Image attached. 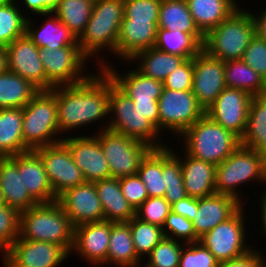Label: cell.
I'll use <instances>...</instances> for the list:
<instances>
[{
  "instance_id": "cell-4",
  "label": "cell",
  "mask_w": 266,
  "mask_h": 267,
  "mask_svg": "<svg viewBox=\"0 0 266 267\" xmlns=\"http://www.w3.org/2000/svg\"><path fill=\"white\" fill-rule=\"evenodd\" d=\"M255 35V21L251 11L239 7L204 36L202 49L223 62L242 59Z\"/></svg>"
},
{
  "instance_id": "cell-7",
  "label": "cell",
  "mask_w": 266,
  "mask_h": 267,
  "mask_svg": "<svg viewBox=\"0 0 266 267\" xmlns=\"http://www.w3.org/2000/svg\"><path fill=\"white\" fill-rule=\"evenodd\" d=\"M215 175V193L232 196L244 205L247 202L238 187L252 181L266 185V156L240 145L216 166Z\"/></svg>"
},
{
  "instance_id": "cell-16",
  "label": "cell",
  "mask_w": 266,
  "mask_h": 267,
  "mask_svg": "<svg viewBox=\"0 0 266 267\" xmlns=\"http://www.w3.org/2000/svg\"><path fill=\"white\" fill-rule=\"evenodd\" d=\"M74 163L86 182H96L111 177L109 164L96 135L73 136L62 139Z\"/></svg>"
},
{
  "instance_id": "cell-47",
  "label": "cell",
  "mask_w": 266,
  "mask_h": 267,
  "mask_svg": "<svg viewBox=\"0 0 266 267\" xmlns=\"http://www.w3.org/2000/svg\"><path fill=\"white\" fill-rule=\"evenodd\" d=\"M162 229L166 238L182 241L185 244L199 242L192 222L184 216L175 214L172 211L167 216Z\"/></svg>"
},
{
  "instance_id": "cell-50",
  "label": "cell",
  "mask_w": 266,
  "mask_h": 267,
  "mask_svg": "<svg viewBox=\"0 0 266 267\" xmlns=\"http://www.w3.org/2000/svg\"><path fill=\"white\" fill-rule=\"evenodd\" d=\"M193 85V58L186 59L163 81L164 88L171 90H192Z\"/></svg>"
},
{
  "instance_id": "cell-58",
  "label": "cell",
  "mask_w": 266,
  "mask_h": 267,
  "mask_svg": "<svg viewBox=\"0 0 266 267\" xmlns=\"http://www.w3.org/2000/svg\"><path fill=\"white\" fill-rule=\"evenodd\" d=\"M9 70L6 46H0V74Z\"/></svg>"
},
{
  "instance_id": "cell-11",
  "label": "cell",
  "mask_w": 266,
  "mask_h": 267,
  "mask_svg": "<svg viewBox=\"0 0 266 267\" xmlns=\"http://www.w3.org/2000/svg\"><path fill=\"white\" fill-rule=\"evenodd\" d=\"M159 106V131L172 132L181 136L198 119L205 115L192 90L177 91L163 87Z\"/></svg>"
},
{
  "instance_id": "cell-19",
  "label": "cell",
  "mask_w": 266,
  "mask_h": 267,
  "mask_svg": "<svg viewBox=\"0 0 266 267\" xmlns=\"http://www.w3.org/2000/svg\"><path fill=\"white\" fill-rule=\"evenodd\" d=\"M111 221L89 222L74 227V242L71 250L92 266H107V252ZM97 264V265H96Z\"/></svg>"
},
{
  "instance_id": "cell-39",
  "label": "cell",
  "mask_w": 266,
  "mask_h": 267,
  "mask_svg": "<svg viewBox=\"0 0 266 267\" xmlns=\"http://www.w3.org/2000/svg\"><path fill=\"white\" fill-rule=\"evenodd\" d=\"M18 5L17 0H4L0 4V46H7L25 35L29 15H24L23 5Z\"/></svg>"
},
{
  "instance_id": "cell-38",
  "label": "cell",
  "mask_w": 266,
  "mask_h": 267,
  "mask_svg": "<svg viewBox=\"0 0 266 267\" xmlns=\"http://www.w3.org/2000/svg\"><path fill=\"white\" fill-rule=\"evenodd\" d=\"M158 28L200 33L193 22L186 0H162Z\"/></svg>"
},
{
  "instance_id": "cell-44",
  "label": "cell",
  "mask_w": 266,
  "mask_h": 267,
  "mask_svg": "<svg viewBox=\"0 0 266 267\" xmlns=\"http://www.w3.org/2000/svg\"><path fill=\"white\" fill-rule=\"evenodd\" d=\"M20 212L0 201V248L5 252L19 237Z\"/></svg>"
},
{
  "instance_id": "cell-17",
  "label": "cell",
  "mask_w": 266,
  "mask_h": 267,
  "mask_svg": "<svg viewBox=\"0 0 266 267\" xmlns=\"http://www.w3.org/2000/svg\"><path fill=\"white\" fill-rule=\"evenodd\" d=\"M225 88L224 62L202 49L193 57V94L206 110Z\"/></svg>"
},
{
  "instance_id": "cell-1",
  "label": "cell",
  "mask_w": 266,
  "mask_h": 267,
  "mask_svg": "<svg viewBox=\"0 0 266 267\" xmlns=\"http://www.w3.org/2000/svg\"><path fill=\"white\" fill-rule=\"evenodd\" d=\"M96 71L99 72L92 73L79 84L57 86L50 90L56 96L60 134L86 128L98 120H109L110 76L104 69Z\"/></svg>"
},
{
  "instance_id": "cell-28",
  "label": "cell",
  "mask_w": 266,
  "mask_h": 267,
  "mask_svg": "<svg viewBox=\"0 0 266 267\" xmlns=\"http://www.w3.org/2000/svg\"><path fill=\"white\" fill-rule=\"evenodd\" d=\"M238 0H186L193 22L205 36L240 5Z\"/></svg>"
},
{
  "instance_id": "cell-57",
  "label": "cell",
  "mask_w": 266,
  "mask_h": 267,
  "mask_svg": "<svg viewBox=\"0 0 266 267\" xmlns=\"http://www.w3.org/2000/svg\"><path fill=\"white\" fill-rule=\"evenodd\" d=\"M265 190L259 194L258 204L260 205V219H261V229L260 231H263V235L266 237V187H264Z\"/></svg>"
},
{
  "instance_id": "cell-34",
  "label": "cell",
  "mask_w": 266,
  "mask_h": 267,
  "mask_svg": "<svg viewBox=\"0 0 266 267\" xmlns=\"http://www.w3.org/2000/svg\"><path fill=\"white\" fill-rule=\"evenodd\" d=\"M203 42L204 36L201 33H184L158 28L154 47L190 59L202 50Z\"/></svg>"
},
{
  "instance_id": "cell-22",
  "label": "cell",
  "mask_w": 266,
  "mask_h": 267,
  "mask_svg": "<svg viewBox=\"0 0 266 267\" xmlns=\"http://www.w3.org/2000/svg\"><path fill=\"white\" fill-rule=\"evenodd\" d=\"M0 201L19 212L38 204L23 186L22 173H19V154L0 157Z\"/></svg>"
},
{
  "instance_id": "cell-24",
  "label": "cell",
  "mask_w": 266,
  "mask_h": 267,
  "mask_svg": "<svg viewBox=\"0 0 266 267\" xmlns=\"http://www.w3.org/2000/svg\"><path fill=\"white\" fill-rule=\"evenodd\" d=\"M39 15L44 19L46 17L44 23L37 27L34 24L36 23L35 18L31 19L28 16L25 30V34L39 49L54 50L64 46H79L75 34L53 12L38 14V17ZM47 17L49 18L47 19Z\"/></svg>"
},
{
  "instance_id": "cell-60",
  "label": "cell",
  "mask_w": 266,
  "mask_h": 267,
  "mask_svg": "<svg viewBox=\"0 0 266 267\" xmlns=\"http://www.w3.org/2000/svg\"><path fill=\"white\" fill-rule=\"evenodd\" d=\"M264 94L266 95V81H265V92H264Z\"/></svg>"
},
{
  "instance_id": "cell-33",
  "label": "cell",
  "mask_w": 266,
  "mask_h": 267,
  "mask_svg": "<svg viewBox=\"0 0 266 267\" xmlns=\"http://www.w3.org/2000/svg\"><path fill=\"white\" fill-rule=\"evenodd\" d=\"M240 145L254 149L266 156V95L253 96L244 135Z\"/></svg>"
},
{
  "instance_id": "cell-21",
  "label": "cell",
  "mask_w": 266,
  "mask_h": 267,
  "mask_svg": "<svg viewBox=\"0 0 266 267\" xmlns=\"http://www.w3.org/2000/svg\"><path fill=\"white\" fill-rule=\"evenodd\" d=\"M243 203L236 198L225 194H213L198 198V210L192 221L198 238L202 237L215 226L232 217Z\"/></svg>"
},
{
  "instance_id": "cell-41",
  "label": "cell",
  "mask_w": 266,
  "mask_h": 267,
  "mask_svg": "<svg viewBox=\"0 0 266 267\" xmlns=\"http://www.w3.org/2000/svg\"><path fill=\"white\" fill-rule=\"evenodd\" d=\"M137 175L149 197H164L165 177L162 175V148L152 149L142 160Z\"/></svg>"
},
{
  "instance_id": "cell-9",
  "label": "cell",
  "mask_w": 266,
  "mask_h": 267,
  "mask_svg": "<svg viewBox=\"0 0 266 267\" xmlns=\"http://www.w3.org/2000/svg\"><path fill=\"white\" fill-rule=\"evenodd\" d=\"M95 135L109 164L111 177L137 174L142 160L153 149L149 145L111 130H99Z\"/></svg>"
},
{
  "instance_id": "cell-27",
  "label": "cell",
  "mask_w": 266,
  "mask_h": 267,
  "mask_svg": "<svg viewBox=\"0 0 266 267\" xmlns=\"http://www.w3.org/2000/svg\"><path fill=\"white\" fill-rule=\"evenodd\" d=\"M131 69L122 75L110 63L104 68L114 83L133 101H158L163 82L143 75L136 68Z\"/></svg>"
},
{
  "instance_id": "cell-13",
  "label": "cell",
  "mask_w": 266,
  "mask_h": 267,
  "mask_svg": "<svg viewBox=\"0 0 266 267\" xmlns=\"http://www.w3.org/2000/svg\"><path fill=\"white\" fill-rule=\"evenodd\" d=\"M69 255L60 245L18 237L4 252L2 261L4 267H57Z\"/></svg>"
},
{
  "instance_id": "cell-48",
  "label": "cell",
  "mask_w": 266,
  "mask_h": 267,
  "mask_svg": "<svg viewBox=\"0 0 266 267\" xmlns=\"http://www.w3.org/2000/svg\"><path fill=\"white\" fill-rule=\"evenodd\" d=\"M162 0H124L122 20L159 21Z\"/></svg>"
},
{
  "instance_id": "cell-26",
  "label": "cell",
  "mask_w": 266,
  "mask_h": 267,
  "mask_svg": "<svg viewBox=\"0 0 266 267\" xmlns=\"http://www.w3.org/2000/svg\"><path fill=\"white\" fill-rule=\"evenodd\" d=\"M180 162L188 196L203 198L215 194L216 165L196 159L185 151Z\"/></svg>"
},
{
  "instance_id": "cell-2",
  "label": "cell",
  "mask_w": 266,
  "mask_h": 267,
  "mask_svg": "<svg viewBox=\"0 0 266 267\" xmlns=\"http://www.w3.org/2000/svg\"><path fill=\"white\" fill-rule=\"evenodd\" d=\"M123 17L124 0L96 1L86 29L78 38L80 50L89 59L96 58L100 69H104L109 62L108 58H99L102 57L100 51L106 52L107 49V53L110 52L113 56L116 54V43Z\"/></svg>"
},
{
  "instance_id": "cell-5",
  "label": "cell",
  "mask_w": 266,
  "mask_h": 267,
  "mask_svg": "<svg viewBox=\"0 0 266 267\" xmlns=\"http://www.w3.org/2000/svg\"><path fill=\"white\" fill-rule=\"evenodd\" d=\"M188 155L218 165L227 159L239 146L240 138L223 128L206 114L198 119L181 136Z\"/></svg>"
},
{
  "instance_id": "cell-6",
  "label": "cell",
  "mask_w": 266,
  "mask_h": 267,
  "mask_svg": "<svg viewBox=\"0 0 266 267\" xmlns=\"http://www.w3.org/2000/svg\"><path fill=\"white\" fill-rule=\"evenodd\" d=\"M109 121L99 130H111L141 141L153 149L167 147V143L161 141L162 134L157 127L143 115L133 100L124 93L110 77V107ZM114 114V115H113ZM108 123V124H107Z\"/></svg>"
},
{
  "instance_id": "cell-46",
  "label": "cell",
  "mask_w": 266,
  "mask_h": 267,
  "mask_svg": "<svg viewBox=\"0 0 266 267\" xmlns=\"http://www.w3.org/2000/svg\"><path fill=\"white\" fill-rule=\"evenodd\" d=\"M219 261L200 242L184 244L178 267H218Z\"/></svg>"
},
{
  "instance_id": "cell-37",
  "label": "cell",
  "mask_w": 266,
  "mask_h": 267,
  "mask_svg": "<svg viewBox=\"0 0 266 267\" xmlns=\"http://www.w3.org/2000/svg\"><path fill=\"white\" fill-rule=\"evenodd\" d=\"M172 149L169 146L162 148V175L166 185L164 198L170 205L188 196L183 182L180 154L174 153Z\"/></svg>"
},
{
  "instance_id": "cell-59",
  "label": "cell",
  "mask_w": 266,
  "mask_h": 267,
  "mask_svg": "<svg viewBox=\"0 0 266 267\" xmlns=\"http://www.w3.org/2000/svg\"><path fill=\"white\" fill-rule=\"evenodd\" d=\"M3 252V253H2ZM2 253V254H1ZM0 254L2 255L1 258H3L4 251L0 248Z\"/></svg>"
},
{
  "instance_id": "cell-56",
  "label": "cell",
  "mask_w": 266,
  "mask_h": 267,
  "mask_svg": "<svg viewBox=\"0 0 266 267\" xmlns=\"http://www.w3.org/2000/svg\"><path fill=\"white\" fill-rule=\"evenodd\" d=\"M251 13L255 21L256 35L266 42V9L260 14H254L252 11Z\"/></svg>"
},
{
  "instance_id": "cell-45",
  "label": "cell",
  "mask_w": 266,
  "mask_h": 267,
  "mask_svg": "<svg viewBox=\"0 0 266 267\" xmlns=\"http://www.w3.org/2000/svg\"><path fill=\"white\" fill-rule=\"evenodd\" d=\"M170 212L171 205L164 197H148L135 210V217L162 228Z\"/></svg>"
},
{
  "instance_id": "cell-25",
  "label": "cell",
  "mask_w": 266,
  "mask_h": 267,
  "mask_svg": "<svg viewBox=\"0 0 266 267\" xmlns=\"http://www.w3.org/2000/svg\"><path fill=\"white\" fill-rule=\"evenodd\" d=\"M19 173L23 186L37 203L57 201L40 156L30 150L19 154Z\"/></svg>"
},
{
  "instance_id": "cell-55",
  "label": "cell",
  "mask_w": 266,
  "mask_h": 267,
  "mask_svg": "<svg viewBox=\"0 0 266 267\" xmlns=\"http://www.w3.org/2000/svg\"><path fill=\"white\" fill-rule=\"evenodd\" d=\"M134 107L146 116L159 130V106L158 101H133Z\"/></svg>"
},
{
  "instance_id": "cell-20",
  "label": "cell",
  "mask_w": 266,
  "mask_h": 267,
  "mask_svg": "<svg viewBox=\"0 0 266 267\" xmlns=\"http://www.w3.org/2000/svg\"><path fill=\"white\" fill-rule=\"evenodd\" d=\"M8 68L31 82L39 90H47V78L39 57L40 49L25 34L6 46Z\"/></svg>"
},
{
  "instance_id": "cell-49",
  "label": "cell",
  "mask_w": 266,
  "mask_h": 267,
  "mask_svg": "<svg viewBox=\"0 0 266 267\" xmlns=\"http://www.w3.org/2000/svg\"><path fill=\"white\" fill-rule=\"evenodd\" d=\"M242 60L266 81V42L257 35L251 40Z\"/></svg>"
},
{
  "instance_id": "cell-43",
  "label": "cell",
  "mask_w": 266,
  "mask_h": 267,
  "mask_svg": "<svg viewBox=\"0 0 266 267\" xmlns=\"http://www.w3.org/2000/svg\"><path fill=\"white\" fill-rule=\"evenodd\" d=\"M182 241L164 237L143 261L142 267H178L182 247Z\"/></svg>"
},
{
  "instance_id": "cell-53",
  "label": "cell",
  "mask_w": 266,
  "mask_h": 267,
  "mask_svg": "<svg viewBox=\"0 0 266 267\" xmlns=\"http://www.w3.org/2000/svg\"><path fill=\"white\" fill-rule=\"evenodd\" d=\"M198 210V198L187 196L171 205V211L190 220H194Z\"/></svg>"
},
{
  "instance_id": "cell-42",
  "label": "cell",
  "mask_w": 266,
  "mask_h": 267,
  "mask_svg": "<svg viewBox=\"0 0 266 267\" xmlns=\"http://www.w3.org/2000/svg\"><path fill=\"white\" fill-rule=\"evenodd\" d=\"M134 249L137 256L144 260L153 248L165 237L160 226L143 222L133 217L129 222ZM143 257V258H142Z\"/></svg>"
},
{
  "instance_id": "cell-36",
  "label": "cell",
  "mask_w": 266,
  "mask_h": 267,
  "mask_svg": "<svg viewBox=\"0 0 266 267\" xmlns=\"http://www.w3.org/2000/svg\"><path fill=\"white\" fill-rule=\"evenodd\" d=\"M224 78L226 87L246 91L252 97L265 92V80L242 59L224 62Z\"/></svg>"
},
{
  "instance_id": "cell-32",
  "label": "cell",
  "mask_w": 266,
  "mask_h": 267,
  "mask_svg": "<svg viewBox=\"0 0 266 267\" xmlns=\"http://www.w3.org/2000/svg\"><path fill=\"white\" fill-rule=\"evenodd\" d=\"M22 123V108H0V157L31 150L23 141Z\"/></svg>"
},
{
  "instance_id": "cell-8",
  "label": "cell",
  "mask_w": 266,
  "mask_h": 267,
  "mask_svg": "<svg viewBox=\"0 0 266 267\" xmlns=\"http://www.w3.org/2000/svg\"><path fill=\"white\" fill-rule=\"evenodd\" d=\"M22 111L23 141L31 150L62 141L64 136L59 131L56 96L50 90H40Z\"/></svg>"
},
{
  "instance_id": "cell-30",
  "label": "cell",
  "mask_w": 266,
  "mask_h": 267,
  "mask_svg": "<svg viewBox=\"0 0 266 267\" xmlns=\"http://www.w3.org/2000/svg\"><path fill=\"white\" fill-rule=\"evenodd\" d=\"M141 260L134 249L128 222H111L107 265L115 267H141Z\"/></svg>"
},
{
  "instance_id": "cell-3",
  "label": "cell",
  "mask_w": 266,
  "mask_h": 267,
  "mask_svg": "<svg viewBox=\"0 0 266 267\" xmlns=\"http://www.w3.org/2000/svg\"><path fill=\"white\" fill-rule=\"evenodd\" d=\"M21 239L50 242L69 254L74 242V226L57 201L38 203L20 212Z\"/></svg>"
},
{
  "instance_id": "cell-10",
  "label": "cell",
  "mask_w": 266,
  "mask_h": 267,
  "mask_svg": "<svg viewBox=\"0 0 266 267\" xmlns=\"http://www.w3.org/2000/svg\"><path fill=\"white\" fill-rule=\"evenodd\" d=\"M39 57L46 73L47 90L79 84L92 75L88 71L86 73V62L90 59L80 50V46H64L54 50L42 48Z\"/></svg>"
},
{
  "instance_id": "cell-23",
  "label": "cell",
  "mask_w": 266,
  "mask_h": 267,
  "mask_svg": "<svg viewBox=\"0 0 266 267\" xmlns=\"http://www.w3.org/2000/svg\"><path fill=\"white\" fill-rule=\"evenodd\" d=\"M157 30L158 21L122 20L115 56L124 63L136 53L154 47Z\"/></svg>"
},
{
  "instance_id": "cell-52",
  "label": "cell",
  "mask_w": 266,
  "mask_h": 267,
  "mask_svg": "<svg viewBox=\"0 0 266 267\" xmlns=\"http://www.w3.org/2000/svg\"><path fill=\"white\" fill-rule=\"evenodd\" d=\"M259 251L257 248L256 250L253 249L239 258L220 262L218 267H264L266 256H263V253Z\"/></svg>"
},
{
  "instance_id": "cell-12",
  "label": "cell",
  "mask_w": 266,
  "mask_h": 267,
  "mask_svg": "<svg viewBox=\"0 0 266 267\" xmlns=\"http://www.w3.org/2000/svg\"><path fill=\"white\" fill-rule=\"evenodd\" d=\"M244 206L228 220L199 238V242L214 255L219 263L239 258L254 249L246 243L245 239H248L246 235L248 232L245 230L247 227L244 220L247 218H244Z\"/></svg>"
},
{
  "instance_id": "cell-31",
  "label": "cell",
  "mask_w": 266,
  "mask_h": 267,
  "mask_svg": "<svg viewBox=\"0 0 266 267\" xmlns=\"http://www.w3.org/2000/svg\"><path fill=\"white\" fill-rule=\"evenodd\" d=\"M186 59L182 56L166 53L152 47L136 53L126 63L134 64L136 69L145 76L163 82ZM138 65L136 66L137 63ZM138 67V68H137Z\"/></svg>"
},
{
  "instance_id": "cell-18",
  "label": "cell",
  "mask_w": 266,
  "mask_h": 267,
  "mask_svg": "<svg viewBox=\"0 0 266 267\" xmlns=\"http://www.w3.org/2000/svg\"><path fill=\"white\" fill-rule=\"evenodd\" d=\"M57 202L74 227L104 220V210L94 182H84L67 189L57 197Z\"/></svg>"
},
{
  "instance_id": "cell-40",
  "label": "cell",
  "mask_w": 266,
  "mask_h": 267,
  "mask_svg": "<svg viewBox=\"0 0 266 267\" xmlns=\"http://www.w3.org/2000/svg\"><path fill=\"white\" fill-rule=\"evenodd\" d=\"M93 5L92 0H59L53 13L79 38L86 29Z\"/></svg>"
},
{
  "instance_id": "cell-35",
  "label": "cell",
  "mask_w": 266,
  "mask_h": 267,
  "mask_svg": "<svg viewBox=\"0 0 266 267\" xmlns=\"http://www.w3.org/2000/svg\"><path fill=\"white\" fill-rule=\"evenodd\" d=\"M39 91L10 70L0 74V108H23Z\"/></svg>"
},
{
  "instance_id": "cell-54",
  "label": "cell",
  "mask_w": 266,
  "mask_h": 267,
  "mask_svg": "<svg viewBox=\"0 0 266 267\" xmlns=\"http://www.w3.org/2000/svg\"><path fill=\"white\" fill-rule=\"evenodd\" d=\"M24 5L25 10L31 12L33 15L45 14L48 12H53L57 6L59 0H18V2Z\"/></svg>"
},
{
  "instance_id": "cell-51",
  "label": "cell",
  "mask_w": 266,
  "mask_h": 267,
  "mask_svg": "<svg viewBox=\"0 0 266 267\" xmlns=\"http://www.w3.org/2000/svg\"><path fill=\"white\" fill-rule=\"evenodd\" d=\"M120 188L128 203L136 210L149 196L137 174L119 178Z\"/></svg>"
},
{
  "instance_id": "cell-29",
  "label": "cell",
  "mask_w": 266,
  "mask_h": 267,
  "mask_svg": "<svg viewBox=\"0 0 266 267\" xmlns=\"http://www.w3.org/2000/svg\"><path fill=\"white\" fill-rule=\"evenodd\" d=\"M94 183L104 210V220L129 222L135 217V210L121 192L118 178L110 177Z\"/></svg>"
},
{
  "instance_id": "cell-15",
  "label": "cell",
  "mask_w": 266,
  "mask_h": 267,
  "mask_svg": "<svg viewBox=\"0 0 266 267\" xmlns=\"http://www.w3.org/2000/svg\"><path fill=\"white\" fill-rule=\"evenodd\" d=\"M252 96L246 91L226 87L205 110V114L240 139L244 135Z\"/></svg>"
},
{
  "instance_id": "cell-14",
  "label": "cell",
  "mask_w": 266,
  "mask_h": 267,
  "mask_svg": "<svg viewBox=\"0 0 266 267\" xmlns=\"http://www.w3.org/2000/svg\"><path fill=\"white\" fill-rule=\"evenodd\" d=\"M34 151L43 162L56 197L67 189L86 182L68 147L62 141L36 148Z\"/></svg>"
}]
</instances>
